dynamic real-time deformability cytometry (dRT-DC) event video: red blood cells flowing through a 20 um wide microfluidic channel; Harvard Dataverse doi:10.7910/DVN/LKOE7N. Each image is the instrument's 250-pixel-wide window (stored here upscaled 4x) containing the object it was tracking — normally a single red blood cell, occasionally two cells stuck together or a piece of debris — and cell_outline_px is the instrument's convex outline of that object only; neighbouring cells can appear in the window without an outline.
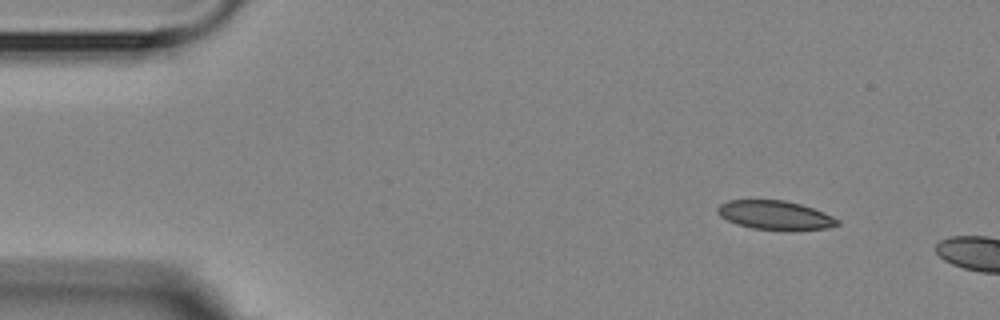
{"species": "Egyptian fruit bat (a non-hibernating species)", "species_latin": "Rousettus aegyptiacus", "temperature_condition": "room temperature", "stored_images_in_passage": 2, "camera_frame_rate_fps": 3000, "um_per_image_px": 0.085, "animal": {"sex": "female"}, "frame": {"image": 1, "passage_image": 1, "time_ms": 0.0, "image_size_px": [1000, 320], "cell_outline_px": [[840, 224], [828, 228], [752, 228], [736, 224], [720, 216], [716, 212], [716, 208], [720, 204], [728, 200], [784, 200], [800, 204], [824, 212], [840, 220]], "centroid_in_image_um": [65.84, 18.25], "position_along_channel_um": 19.2, "area_um2": 19.59}}